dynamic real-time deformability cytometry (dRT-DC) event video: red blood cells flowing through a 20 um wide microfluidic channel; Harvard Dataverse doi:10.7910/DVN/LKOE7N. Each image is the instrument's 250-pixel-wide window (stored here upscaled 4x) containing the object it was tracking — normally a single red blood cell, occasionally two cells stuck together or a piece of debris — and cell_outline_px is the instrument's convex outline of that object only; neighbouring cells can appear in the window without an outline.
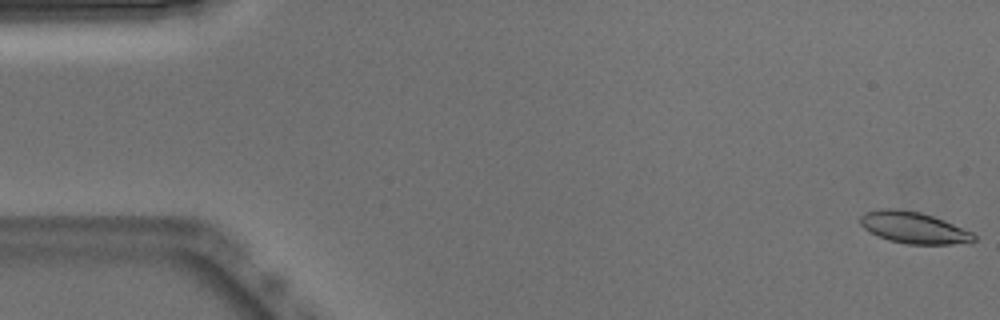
{"species": "Egyptian fruit bat (a non-hibernating species)", "species_latin": "Rousettus aegyptiacus", "temperature_condition": "warm", "stored_images_in_passage": 53, "camera_frame_rate_fps": 3000, "um_per_image_px": 0.085, "animal": {"sex": "male"}, "frame": {"image": 1, "passage_image": 1, "time_ms": 0.0, "image_size_px": [1000, 320], "cell_outline_px": [[976, 240], [972, 244], [908, 244], [888, 240], [868, 232], [860, 224], [860, 216], [864, 212], [880, 208], [896, 208], [920, 212], [944, 220], [972, 232], [976, 236]], "centroid_in_image_um": [77.67, 19.35], "position_along_channel_um": 7.3, "area_um2": 21.21}}
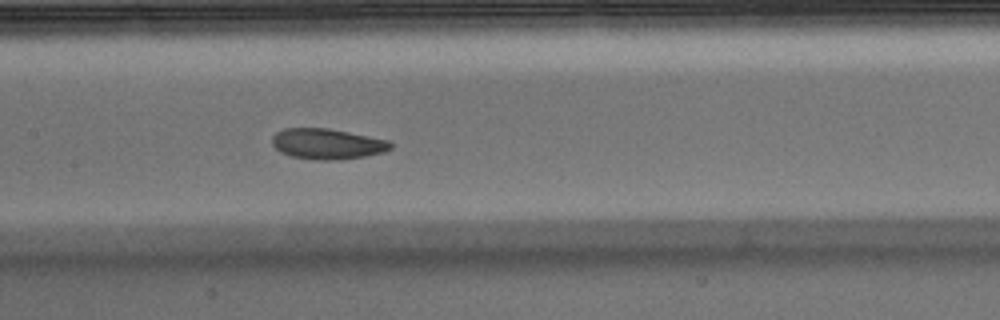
{"frame": {"image": 2, "passage_image": 25, "time_ms": 8.0, "image_size_px": [1000, 320], "cell_outline_px": [[392, 148], [384, 152], [364, 156], [340, 160], [320, 160], [292, 156], [280, 152], [272, 144], [272, 136], [276, 132], [284, 128], [328, 128], [388, 140], [392, 144]], "centroid_in_image_um": [27.8, 12.23], "position_along_channel_um": 179.6, "area_um2": 21.04}}
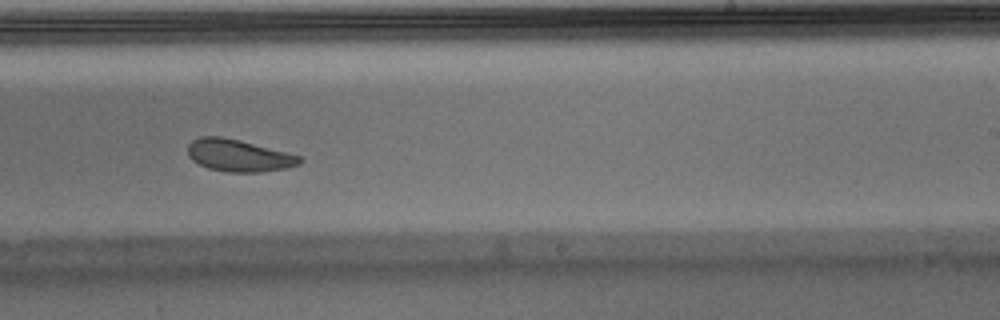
{"frame": {"image": 3, "passage_image": 32, "time_ms": 10.333, "image_size_px": [1000, 320], "cell_outline_px": [[304, 160], [300, 164], [284, 168], [260, 172], [228, 172], [208, 168], [192, 160], [188, 156], [188, 144], [192, 140], [200, 136], [220, 136], [240, 140], [300, 156]], "centroid_in_image_um": [20.26, 13.21], "position_along_channel_um": 268.7, "area_um2": 20.81}, "authors_computed_cell_mechanics": {"area_um2": 21.4438, "velocity_mm_per_s": 3.8308, "shape_relaxation_time_tau1_ms": 3.5495, "shape_relaxation_time_tau2_ms": 5.3827, "deformation_change_tau1": 0.0976, "deformation_change_tau2": 0.1085}}